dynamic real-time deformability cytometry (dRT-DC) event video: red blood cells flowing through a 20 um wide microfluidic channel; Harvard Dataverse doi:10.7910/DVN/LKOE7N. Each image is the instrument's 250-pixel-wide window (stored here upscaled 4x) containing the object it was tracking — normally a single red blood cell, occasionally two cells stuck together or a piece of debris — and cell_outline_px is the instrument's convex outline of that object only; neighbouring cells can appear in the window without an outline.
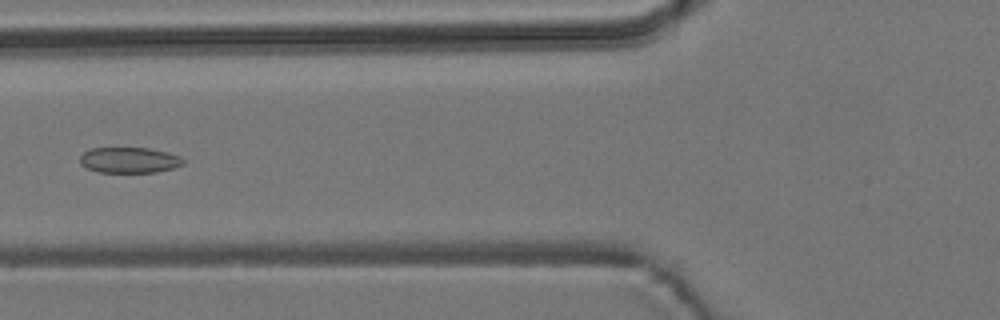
{"species": "common noctule bat (a hibernating species)", "species_latin": "Nyctalus noctula", "temperature_condition": "room temperature", "stored_images_in_passage": 6, "camera_frame_rate_fps": 3000, "um_per_image_px": 0.085, "animal": {"sex": "male", "body_mass_g": 19.2, "forearm_length_mm": 51.8}, "frame": {"image": 1, "passage_image": 5, "time_ms": 4.667, "image_size_px": [1000, 320], "cell_outline_px": [[184, 164], [176, 168], [156, 172], [100, 172], [88, 168], [80, 164], [80, 156], [88, 148], [148, 148], [168, 152], [180, 156], [184, 160]], "centroid_in_image_um": [11.01, 13.6], "position_along_channel_um": 114.8, "area_um2": 15.55}}
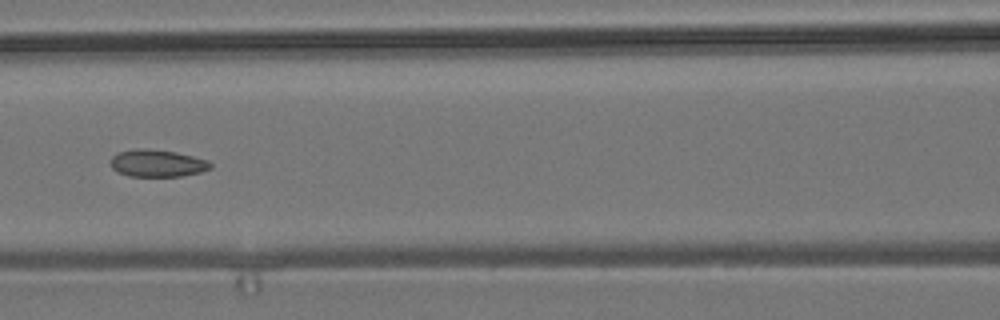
{"frame": {"image": 2, "passage_image": 6, "time_ms": 5.667, "image_size_px": [1000, 320], "cell_outline_px": [[212, 168], [200, 172], [180, 176], [128, 176], [116, 172], [112, 168], [112, 156], [116, 152], [136, 148], [148, 148], [176, 152], [208, 160], [212, 164]], "centroid_in_image_um": [13.35, 13.87], "position_along_channel_um": 153.2, "area_um2": 15.95}}